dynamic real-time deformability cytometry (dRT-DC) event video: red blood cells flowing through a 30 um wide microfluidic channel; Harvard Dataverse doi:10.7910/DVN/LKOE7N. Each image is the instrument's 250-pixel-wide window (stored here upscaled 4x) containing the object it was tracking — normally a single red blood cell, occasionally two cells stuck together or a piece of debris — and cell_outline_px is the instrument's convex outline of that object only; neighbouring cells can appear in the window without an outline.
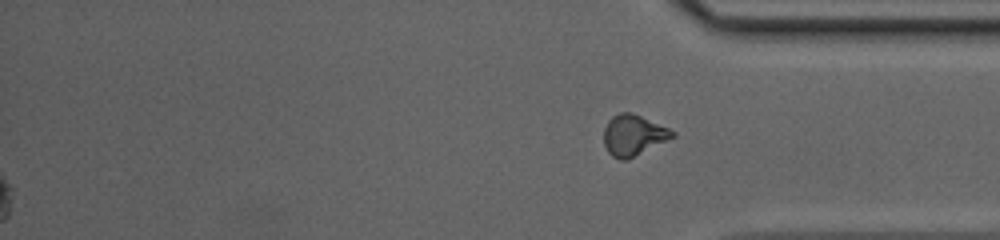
{"species": "common noctule bat (a hibernating species)", "species_latin": "Nyctalus noctula", "temperature_condition": "cold", "stored_images_in_passage": 40, "camera_frame_rate_fps": 3000, "um_per_image_px": 0.085, "animal": {"sex": "female", "body_mass_g": 20.0, "forearm_length_mm": 54.0}, "frame": {"image": 1, "passage_image": 40, "time_ms": 13.0, "image_size_px": [1000, 240], "cell_outline_px": [[676, 136], [628, 160], [620, 160], [612, 156], [608, 152], [604, 144], [604, 128], [608, 120], [612, 116], [620, 112], [632, 112], [668, 128], [676, 132]], "centroid_in_image_um": [53.83, 11.5], "position_along_channel_um": 381.4, "area_um2": 16.42}, "authors_computed_cell_mechanics": {"area_um2": 19.4208, "velocity_mm_per_s": 4.1733, "shape_relaxation_time_tau1_ms": 3.136, "shape_relaxation_time_tau2_ms": 2.9745, "deformation_change_tau1": 0.1249, "deformation_change_tau2": 0.0922}}